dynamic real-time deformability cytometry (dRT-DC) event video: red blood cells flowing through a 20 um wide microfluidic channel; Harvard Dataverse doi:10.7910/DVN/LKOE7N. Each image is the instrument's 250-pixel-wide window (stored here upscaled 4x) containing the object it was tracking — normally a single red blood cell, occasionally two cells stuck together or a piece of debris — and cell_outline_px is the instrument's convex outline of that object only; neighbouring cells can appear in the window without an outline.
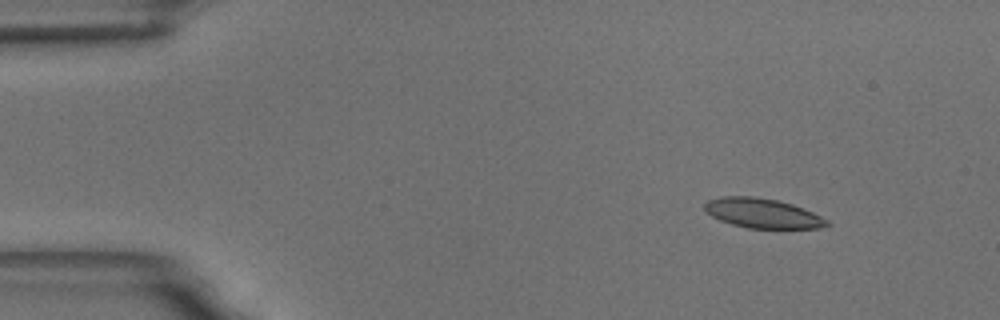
{"species": "common noctule bat (a hibernating species)", "species_latin": "Nyctalus noctula", "temperature_condition": "room temperature", "stored_images_in_passage": 5, "camera_frame_rate_fps": 3000, "um_per_image_px": 0.085, "animal": {"sex": "male", "body_mass_g": 18.8}, "frame": {"image": 1, "passage_image": 2, "time_ms": 1.333, "image_size_px": [1000, 320], "cell_outline_px": [[832, 224], [820, 228], [748, 228], [732, 224], [720, 220], [712, 216], [704, 208], [704, 204], [708, 200], [720, 196], [752, 196], [776, 200], [792, 204], [804, 208], [828, 220]], "centroid_in_image_um": [64.82, 18.12], "position_along_channel_um": 20.2, "area_um2": 21.04}}
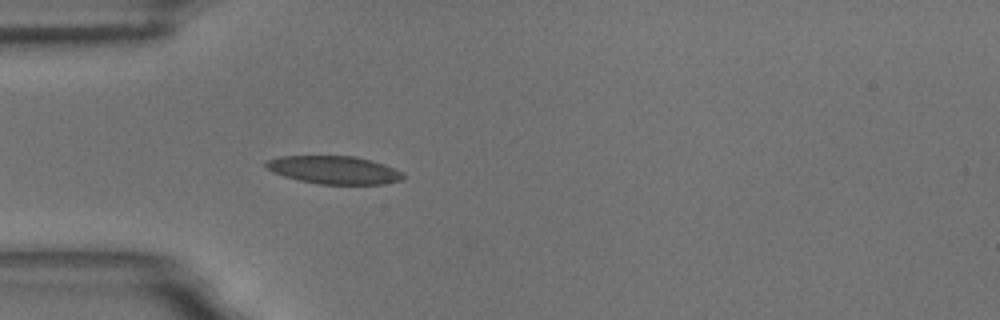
{"frame": {"image": 2, "passage_image": 5, "time_ms": 4.667, "image_size_px": [1000, 320], "cell_outline_px": [[404, 180], [384, 184], [320, 184], [300, 180], [284, 176], [272, 172], [264, 164], [264, 160], [280, 156], [356, 156], [372, 160], [384, 164], [404, 172]], "centroid_in_image_um": [28.42, 14.44], "position_along_channel_um": 56.6, "area_um2": 22.54}}